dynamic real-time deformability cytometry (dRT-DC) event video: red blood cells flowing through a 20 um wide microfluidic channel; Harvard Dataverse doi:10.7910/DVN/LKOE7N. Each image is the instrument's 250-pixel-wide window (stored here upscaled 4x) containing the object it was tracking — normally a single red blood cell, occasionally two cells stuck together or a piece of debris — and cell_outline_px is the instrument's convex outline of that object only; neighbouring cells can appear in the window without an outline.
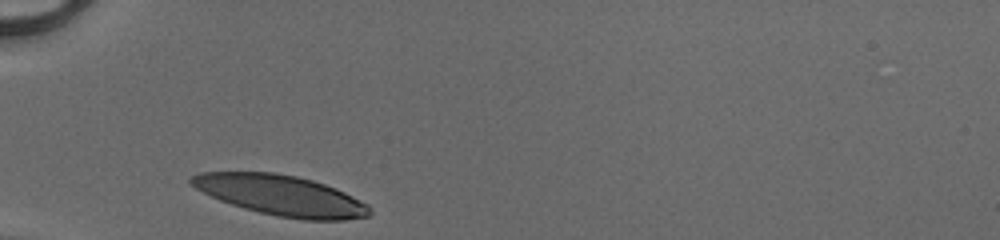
{"species": "human", "species_latin": "Homo sapiens", "temperature_condition": "cold", "stored_images_in_passage": 26, "camera_frame_rate_fps": 3000, "um_per_image_px": 0.085, "donor": {"sex": "male"}, "frame": {"image": 1, "passage_image": 1, "time_ms": 0.0, "image_size_px": [1000, 240], "cell_outline_px": [[372, 212], [368, 216], [344, 220], [304, 220], [276, 216], [244, 208], [220, 200], [196, 188], [188, 180], [192, 176], [200, 172], [276, 172], [296, 176], [312, 180], [336, 188], [368, 204]], "centroid_in_image_um": [23.91, 16.6], "position_along_channel_um": 61.1, "area_um2": 41.73}}
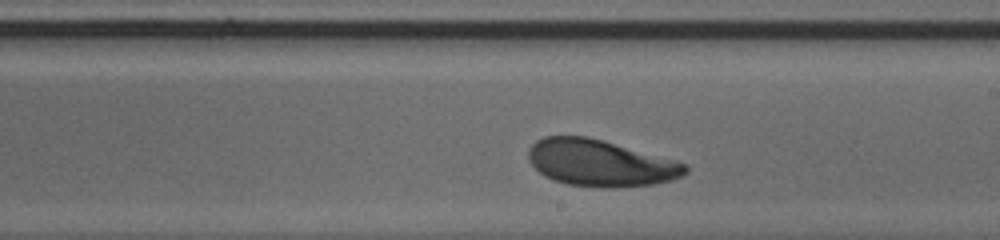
{"frame": {"image": 2, "passage_image": 15, "time_ms": 4.667, "image_size_px": [1000, 240], "cell_outline_px": [[688, 172], [672, 180], [652, 184], [616, 188], [600, 188], [568, 184], [552, 180], [544, 176], [528, 160], [528, 148], [536, 140], [544, 136], [588, 136], [604, 140], [676, 160], [688, 164]], "centroid_in_image_um": [51.02, 13.85], "position_along_channel_um": 238.0, "area_um2": 42.95}}
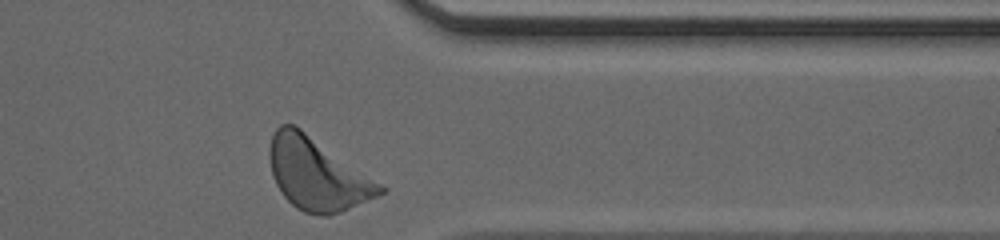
{"frame": {"image": 3, "passage_image": 26, "time_ms": 8.333, "image_size_px": [1000, 240], "cell_outline_px": [[388, 188], [384, 192], [376, 196], [340, 212], [328, 216], [324, 216], [304, 212], [296, 208], [280, 192], [272, 176], [268, 156], [268, 152], [272, 136], [276, 128], [280, 124], [292, 124], [300, 128], [384, 184]], "centroid_in_image_um": [26.95, 14.79], "position_along_channel_um": 384.4, "area_um2": 46.47}, "authors_computed_cell_mechanics": {"area_um2": 42.4252, "velocity_mm_per_s": 4.0813, "shape_relaxation_time_tau1_ms": 1.7789, "shape_relaxation_time_tau2_ms": 3.4972, "deformation_change_tau1": 0.1117, "deformation_change_tau2": 0.121}}